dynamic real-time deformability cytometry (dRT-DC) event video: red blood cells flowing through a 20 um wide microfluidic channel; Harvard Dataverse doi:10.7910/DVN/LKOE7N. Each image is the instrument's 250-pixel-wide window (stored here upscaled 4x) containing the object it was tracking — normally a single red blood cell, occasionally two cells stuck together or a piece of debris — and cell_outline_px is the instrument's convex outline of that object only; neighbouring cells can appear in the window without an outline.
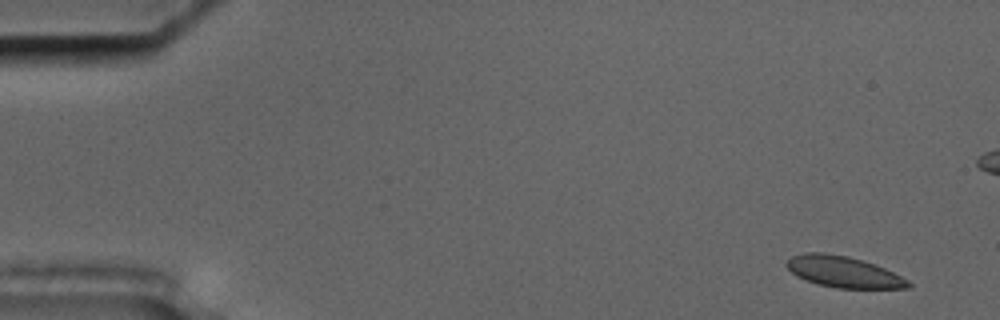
{"species": "common noctule bat (a hibernating species)", "species_latin": "Nyctalus noctula", "temperature_condition": "cold", "stored_images_in_passage": 58, "camera_frame_rate_fps": 3000, "um_per_image_px": 0.085, "animal": {"sex": "male", "body_mass_g": 17.5, "forearm_length_mm": 52.3}, "frame": {"image": 1, "passage_image": 4, "time_ms": 1.0, "image_size_px": [1000, 320], "cell_outline_px": [[912, 288], [836, 288], [816, 284], [796, 276], [784, 264], [792, 256], [804, 252], [824, 252], [848, 256], [864, 260], [884, 268], [908, 280], [912, 284]], "centroid_in_image_um": [71.68, 23.1], "position_along_channel_um": 13.3, "area_um2": 22.2}}
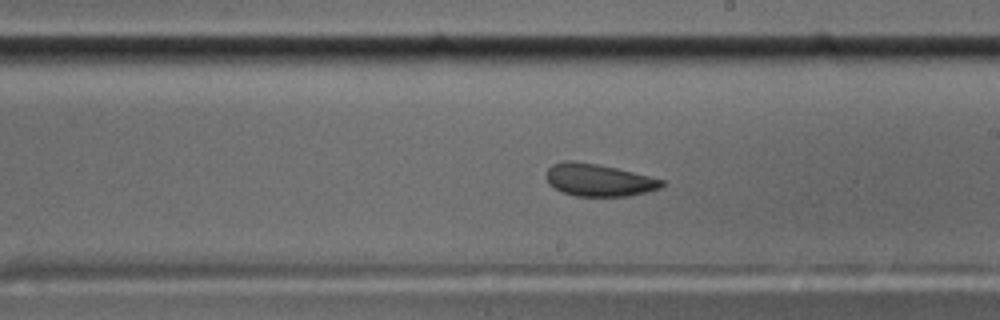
{"frame": {"image": 2, "passage_image": 33, "time_ms": 10.667, "image_size_px": [1000, 320], "cell_outline_px": [[664, 184], [660, 188], [648, 192], [628, 196], [576, 196], [564, 192], [548, 184], [544, 176], [548, 168], [552, 164], [564, 160], [572, 160], [600, 164], [664, 180]], "centroid_in_image_um": [50.85, 15.29], "position_along_channel_um": 238.2, "area_um2": 21.91}}
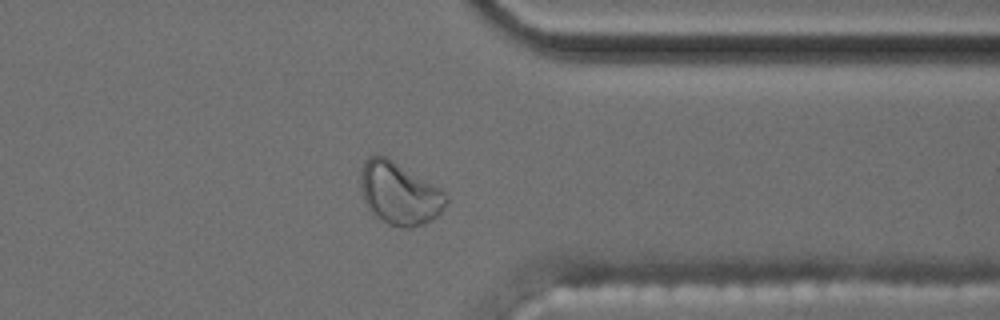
{"frame": {"image": 3, "passage_image": 45, "time_ms": 14.667, "image_size_px": [1000, 320], "cell_outline_px": [[448, 200], [440, 212], [436, 216], [424, 224], [412, 228], [400, 228], [388, 224], [376, 216], [368, 208], [364, 200], [360, 184], [360, 172], [364, 160], [368, 156], [384, 156], [392, 160], [440, 188], [448, 196]], "centroid_in_image_um": [33.93, 16.46], "position_along_channel_um": 377.5, "area_um2": 30.92}, "authors_computed_cell_mechanics": {"area_um2": 22.7443, "velocity_mm_per_s": 3.5907, "shape_relaxation_time_tau1_ms": null, "shape_relaxation_time_tau2_ms": 1.4585, "deformation_change_tau1": null, "deformation_change_tau2": 0.0761}}